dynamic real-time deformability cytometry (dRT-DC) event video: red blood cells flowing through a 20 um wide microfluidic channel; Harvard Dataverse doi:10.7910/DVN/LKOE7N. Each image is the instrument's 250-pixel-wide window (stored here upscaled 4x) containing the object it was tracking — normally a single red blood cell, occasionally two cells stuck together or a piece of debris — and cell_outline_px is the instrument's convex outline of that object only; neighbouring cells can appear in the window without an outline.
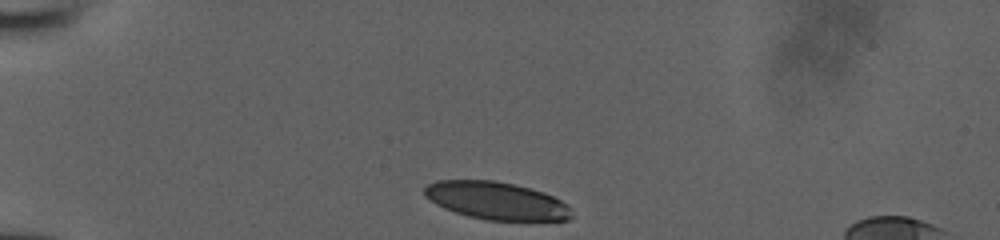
{"species": "human", "species_latin": "Homo sapiens", "temperature_condition": "room temperature", "stored_images_in_passage": 6, "camera_frame_rate_fps": 3000, "um_per_image_px": 0.085, "donor": {"sex": "male"}, "frame": {"image": 1, "passage_image": 1, "time_ms": 0.0, "image_size_px": [1000, 240], "cell_outline_px": [[572, 216], [568, 220], [484, 220], [468, 216], [444, 208], [436, 204], [424, 196], [424, 188], [428, 184], [436, 180], [492, 180], [512, 184], [544, 192], [568, 204]], "centroid_in_image_um": [42.17, 17.06], "position_along_channel_um": 42.8, "area_um2": 32.14}}
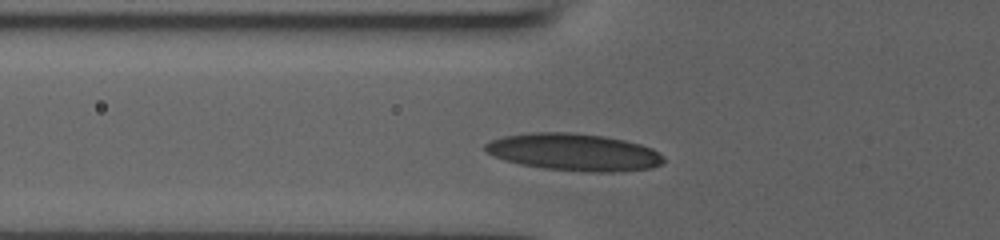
{"frame": {"image": 2, "passage_image": 5, "time_ms": 1.333, "image_size_px": [1000, 240], "cell_outline_px": [[664, 164], [652, 168], [616, 172], [584, 172], [544, 168], [520, 164], [504, 160], [492, 156], [484, 148], [484, 144], [488, 140], [504, 136], [532, 132], [568, 132], [604, 136], [624, 140], [640, 144], [652, 148], [664, 156]], "centroid_in_image_um": [48.79, 12.93], "position_along_channel_um": 77.0, "area_um2": 38.96}}